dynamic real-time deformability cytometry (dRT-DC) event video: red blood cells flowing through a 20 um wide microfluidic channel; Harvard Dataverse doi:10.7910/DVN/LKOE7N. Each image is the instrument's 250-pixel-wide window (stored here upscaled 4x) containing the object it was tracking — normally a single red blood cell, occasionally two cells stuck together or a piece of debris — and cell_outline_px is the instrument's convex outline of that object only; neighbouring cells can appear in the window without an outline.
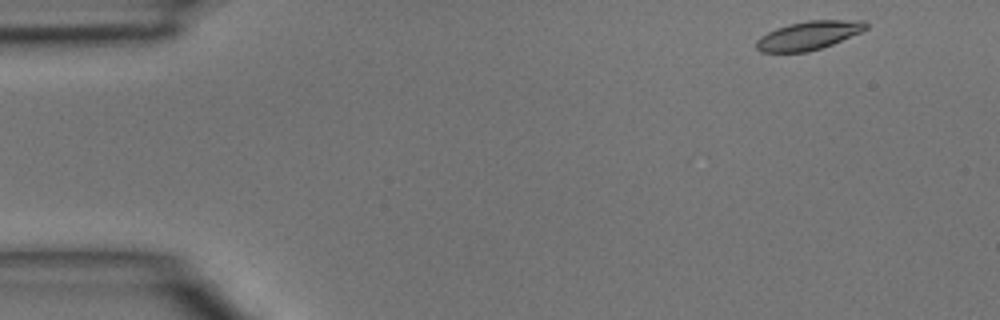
{"species": "common noctule bat (a hibernating species)", "species_latin": "Nyctalus noctula", "temperature_condition": "room temperature", "stored_images_in_passage": 6, "camera_frame_rate_fps": 3000, "um_per_image_px": 0.085, "animal": {"sex": "male", "body_mass_g": 15.6}, "frame": {"image": 1, "passage_image": 1, "time_ms": 0.0, "image_size_px": [1000, 320], "cell_outline_px": [[868, 28], [860, 32], [832, 44], [808, 52], [760, 52], [756, 48], [756, 40], [760, 36], [776, 28], [788, 24], [808, 20], [864, 20], [868, 24]], "centroid_in_image_um": [68.72, 3.01], "position_along_channel_um": 16.3, "area_um2": 18.26}}